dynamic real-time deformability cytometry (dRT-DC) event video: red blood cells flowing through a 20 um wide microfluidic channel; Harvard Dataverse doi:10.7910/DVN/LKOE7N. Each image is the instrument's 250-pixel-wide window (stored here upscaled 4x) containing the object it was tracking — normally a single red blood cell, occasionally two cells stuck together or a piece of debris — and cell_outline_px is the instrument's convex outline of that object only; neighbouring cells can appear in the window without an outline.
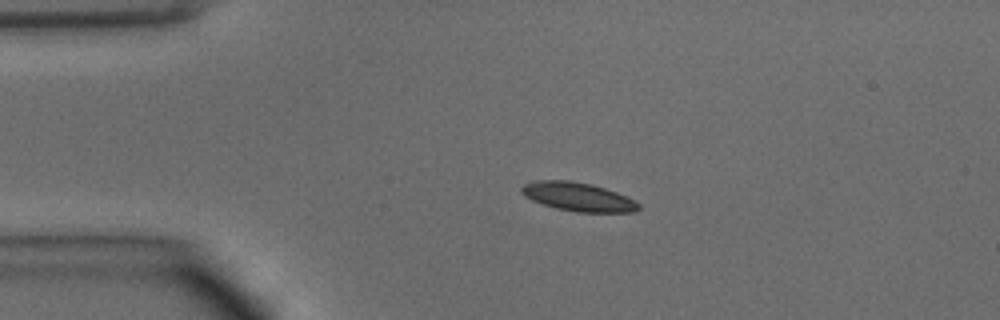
{"species": "common noctule bat (a hibernating species)", "species_latin": "Nyctalus noctula", "temperature_condition": "warm", "stored_images_in_passage": 40, "camera_frame_rate_fps": 3000, "um_per_image_px": 0.085, "animal": {"sex": "male", "body_mass_g": 15.6}, "frame": {"image": 1, "passage_image": 1, "time_ms": 0.0, "image_size_px": [1000, 320], "cell_outline_px": [[640, 208], [636, 212], [576, 212], [556, 208], [532, 200], [524, 196], [520, 192], [520, 188], [524, 184], [532, 180], [568, 180], [588, 184], [604, 188], [616, 192], [640, 204]], "centroid_in_image_um": [49.08, 16.73], "position_along_channel_um": 35.9, "area_um2": 19.42}}
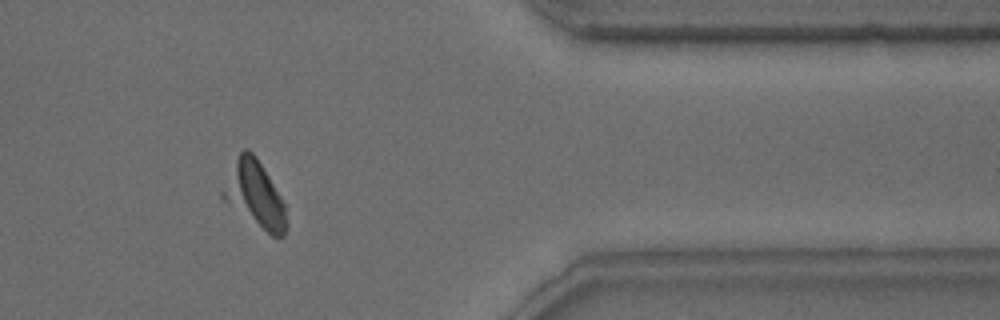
{"frame": {"image": 2, "passage_image": 31, "time_ms": 10.0, "image_size_px": [1000, 320], "cell_outline_px": [[284, 236], [272, 236], [224, 200], [220, 196], [220, 192], [240, 152], [244, 148], [248, 148], [256, 156], [268, 176], [284, 204]], "centroid_in_image_um": [21.63, 16.49], "position_along_channel_um": 389.8, "area_um2": 23.18}}
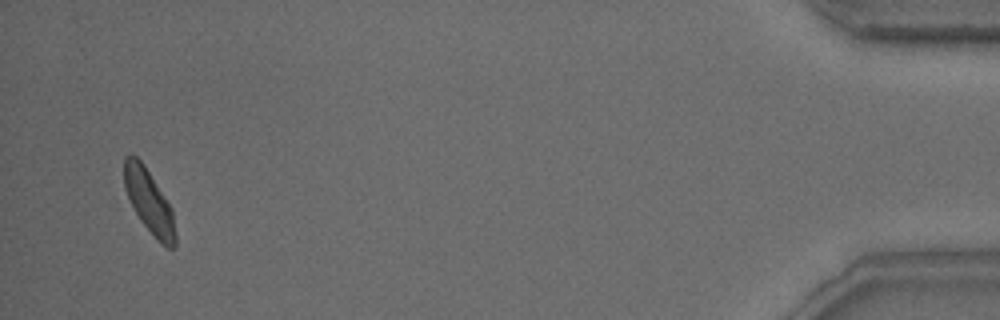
{"frame": {"image": 3, "passage_image": 38, "time_ms": 12.333, "image_size_px": [1000, 320], "cell_outline_px": [[176, 248], [168, 248], [160, 244], [156, 240], [140, 220], [124, 188], [124, 156], [136, 156], [144, 164], [172, 208], [176, 232]], "centroid_in_image_um": [12.7, 17.18], "position_along_channel_um": 422.5, "area_um2": 18.96}}